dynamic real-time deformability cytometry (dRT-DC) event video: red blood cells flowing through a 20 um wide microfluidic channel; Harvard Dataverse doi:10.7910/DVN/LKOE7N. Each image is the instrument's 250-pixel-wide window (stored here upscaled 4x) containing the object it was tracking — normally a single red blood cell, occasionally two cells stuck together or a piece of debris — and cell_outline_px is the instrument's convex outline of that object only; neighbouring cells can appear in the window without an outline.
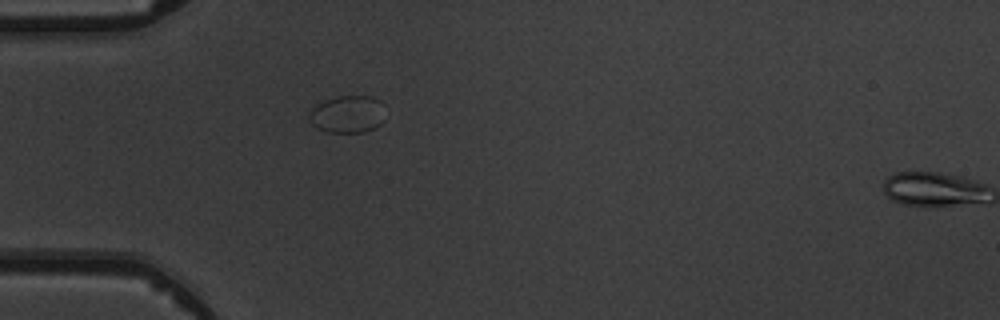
{"species": "common noctule bat (a hibernating species)", "species_latin": "Nyctalus noctula", "temperature_condition": "warm", "stored_images_in_passage": 2, "segment_of_instrument_passage": [1, 2], "camera_frame_rate_fps": 3000, "um_per_image_px": 0.085, "animal": {"sex": "male", "body_mass_g": 19.5, "forearm_length_mm": 54.6}, "frame": {"image": 1, "passage_image": 1, "time_ms": 0.0, "image_size_px": [1000, 320], "cell_outline_px": [[384, 120], [380, 124], [364, 132], [328, 132], [316, 128], [308, 120], [308, 112], [312, 108], [328, 100], [340, 96], [372, 96], [380, 100], [384, 104]], "centroid_in_image_um": [29.56, 9.71], "position_along_channel_um": 55.4, "area_um2": 16.59}}